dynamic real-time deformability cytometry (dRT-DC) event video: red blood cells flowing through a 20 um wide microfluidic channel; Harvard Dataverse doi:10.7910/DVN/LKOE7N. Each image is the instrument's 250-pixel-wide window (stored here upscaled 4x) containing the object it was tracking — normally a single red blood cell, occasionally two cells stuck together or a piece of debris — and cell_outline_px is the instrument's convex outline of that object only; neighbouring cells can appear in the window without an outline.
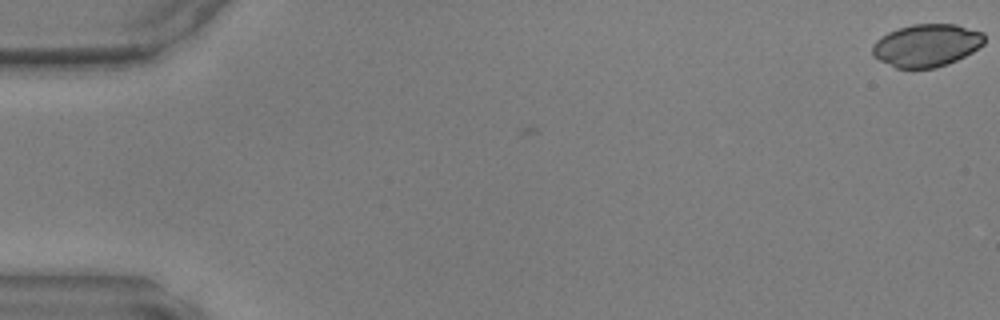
{"species": "common noctule bat (a hibernating species)", "species_latin": "Nyctalus noctula", "temperature_condition": "warm", "stored_images_in_passage": 3, "camera_frame_rate_fps": 3000, "um_per_image_px": 0.085, "animal": {"sex": "male", "body_mass_g": 17.9, "forearm_length_mm": 54.2}, "frame": {"image": 1, "passage_image": 1, "time_ms": 0.0, "image_size_px": [1000, 320], "cell_outline_px": [[984, 44], [972, 52], [948, 64], [936, 68], [896, 68], [872, 56], [872, 44], [876, 40], [888, 32], [912, 24], [956, 24], [984, 32]], "centroid_in_image_um": [78.76, 3.85], "position_along_channel_um": 6.2, "area_um2": 27.86}}